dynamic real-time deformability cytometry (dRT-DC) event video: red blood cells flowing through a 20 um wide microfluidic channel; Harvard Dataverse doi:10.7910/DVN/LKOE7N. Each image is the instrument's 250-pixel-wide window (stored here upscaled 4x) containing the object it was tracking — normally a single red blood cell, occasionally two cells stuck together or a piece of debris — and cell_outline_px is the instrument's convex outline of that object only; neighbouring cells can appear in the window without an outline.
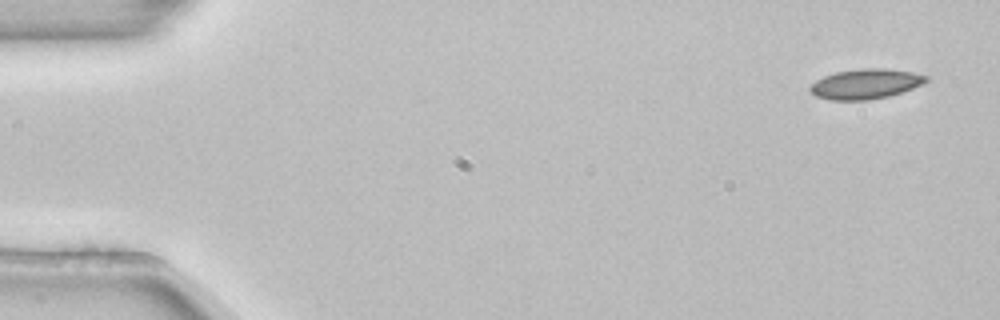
{"species": "common noctule bat (a hibernating species)", "species_latin": "Nyctalus noctula", "temperature_condition": "room temperature", "stored_images_in_passage": 3, "camera_frame_rate_fps": 3000, "um_per_image_px": 0.085, "animal": {"sex": "female", "body_mass_g": 22.7, "forearm_length_mm": 54.2}, "frame": {"image": 1, "passage_image": 1, "time_ms": 0.0, "image_size_px": [1000, 320], "cell_outline_px": [[928, 80], [912, 88], [888, 96], [868, 100], [832, 100], [816, 96], [808, 88], [816, 80], [824, 76], [836, 72], [864, 68], [884, 68], [912, 72], [928, 76]], "centroid_in_image_um": [73.56, 7.13], "position_along_channel_um": 11.4, "area_um2": 20.0}}